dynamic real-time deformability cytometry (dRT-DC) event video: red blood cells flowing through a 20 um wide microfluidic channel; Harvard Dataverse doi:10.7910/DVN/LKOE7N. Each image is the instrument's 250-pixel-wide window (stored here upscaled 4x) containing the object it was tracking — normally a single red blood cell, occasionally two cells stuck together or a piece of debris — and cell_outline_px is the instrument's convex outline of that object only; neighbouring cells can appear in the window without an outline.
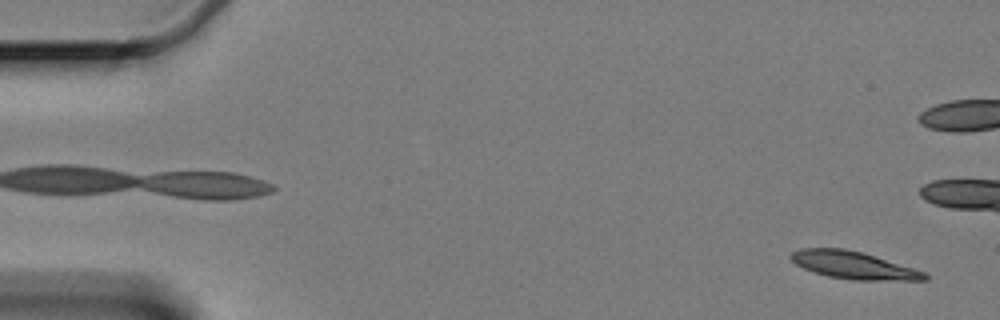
{"species": "Egyptian fruit bat (a non-hibernating species)", "species_latin": "Rousettus aegyptiacus", "temperature_condition": "cold", "stored_images_in_passage": 60, "camera_frame_rate_fps": 3000, "um_per_image_px": 0.085, "animal": {"sex": "female"}, "frame": {"image": 1, "passage_image": 2, "time_ms": 0.333, "image_size_px": [1000, 320], "cell_outline_px": [[928, 280], [852, 280], [828, 276], [812, 272], [796, 264], [788, 256], [792, 252], [800, 248], [844, 248], [860, 252], [912, 268], [924, 272], [928, 276]], "centroid_in_image_um": [72.48, 22.54], "position_along_channel_um": 12.5, "area_um2": 21.1}}
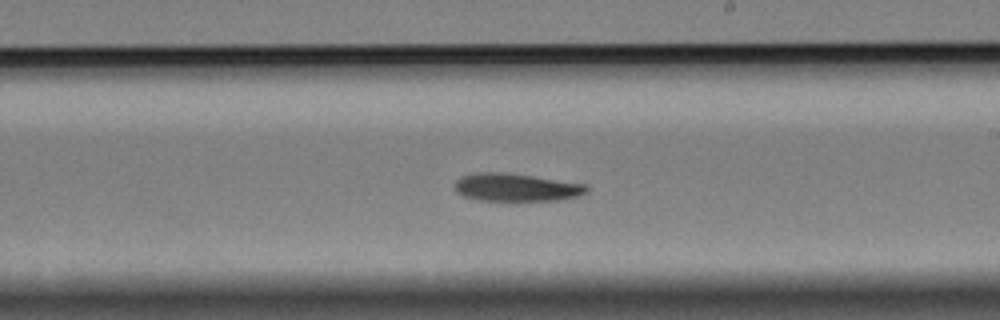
{"frame": {"image": 2, "passage_image": 34, "time_ms": 11.0, "image_size_px": [1000, 320], "cell_outline_px": [[588, 192], [580, 196], [556, 200], [480, 200], [464, 196], [456, 192], [456, 180], [460, 176], [476, 172], [500, 172], [532, 176], [588, 184]], "centroid_in_image_um": [43.9, 15.92], "position_along_channel_um": 245.1, "area_um2": 21.33}}
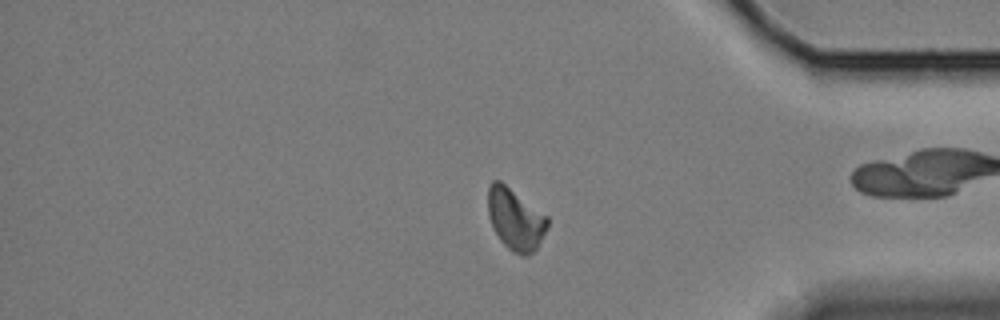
{"frame": {"image": 3, "passage_image": 49, "time_ms": 16.0, "image_size_px": [1000, 320], "cell_outline_px": [[548, 228], [536, 248], [528, 256], [520, 256], [512, 252], [500, 240], [488, 216], [488, 184], [492, 180], [500, 180], [548, 216]], "centroid_in_image_um": [43.81, 18.62], "position_along_channel_um": 391.4, "area_um2": 21.44}, "authors_computed_cell_mechanics": {"area_um2": 21.3571, "velocity_mm_per_s": 3.3176, "shape_relaxation_time_tau1_ms": 8.6773, "shape_relaxation_time_tau2_ms": null, "deformation_change_tau1": 0.1687, "deformation_change_tau2": null}}